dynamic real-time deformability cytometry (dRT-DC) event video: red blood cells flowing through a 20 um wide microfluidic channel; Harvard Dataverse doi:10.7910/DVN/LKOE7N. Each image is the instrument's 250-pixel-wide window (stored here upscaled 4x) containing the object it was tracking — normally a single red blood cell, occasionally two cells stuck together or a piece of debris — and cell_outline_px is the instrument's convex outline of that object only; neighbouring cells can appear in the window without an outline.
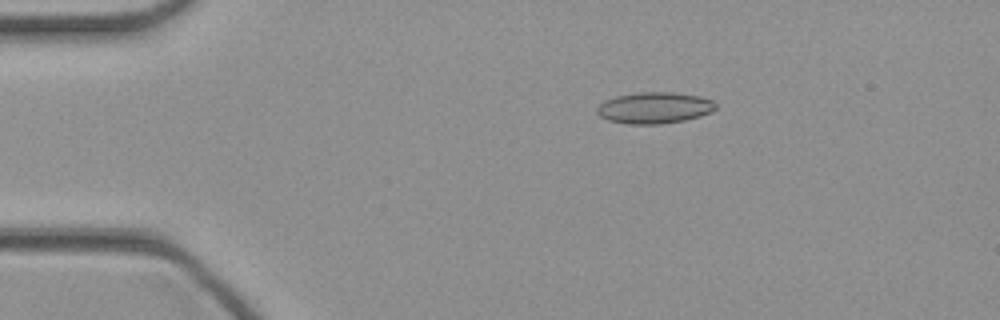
{"species": "common noctule bat (a hibernating species)", "species_latin": "Nyctalus noctula", "temperature_condition": "cold", "stored_images_in_passage": 46, "camera_frame_rate_fps": 3000, "um_per_image_px": 0.085, "animal": {"sex": "female", "body_mass_g": 21.9}, "frame": {"image": 1, "passage_image": 9, "time_ms": 2.667, "image_size_px": [1000, 320], "cell_outline_px": [[716, 108], [712, 112], [700, 116], [684, 120], [660, 124], [628, 124], [608, 120], [600, 116], [596, 112], [596, 108], [604, 100], [616, 96], [640, 92], [672, 92], [700, 96], [712, 100], [716, 104]], "centroid_in_image_um": [55.62, 9.16], "position_along_channel_um": 29.4, "area_um2": 21.73}}
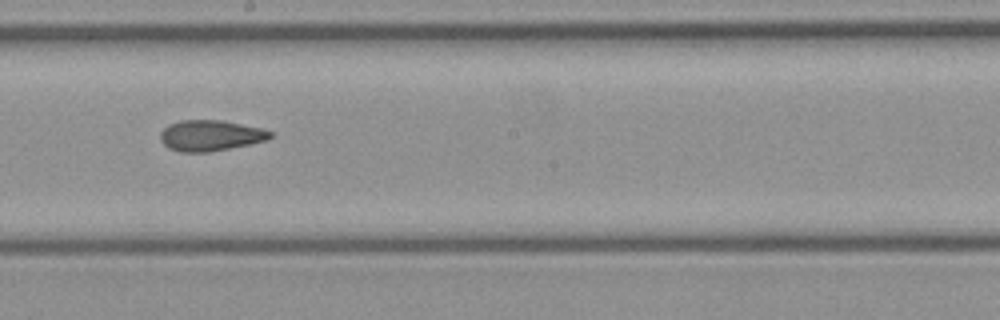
{"frame": {"image": 2, "passage_image": 26, "time_ms": 8.333, "image_size_px": [1000, 320], "cell_outline_px": [[276, 136], [268, 140], [208, 152], [180, 152], [168, 148], [160, 140], [160, 132], [168, 124], [180, 120], [220, 120], [264, 128], [272, 132]], "centroid_in_image_um": [17.9, 11.51], "position_along_channel_um": 230.3, "area_um2": 19.88}}
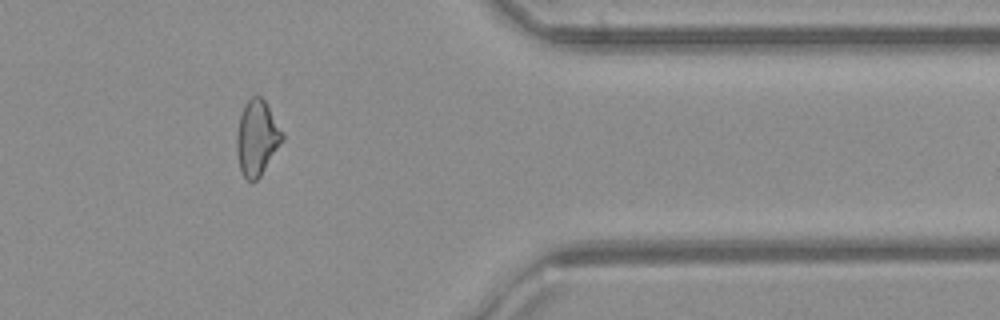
{"frame": {"image": 3, "passage_image": 38, "time_ms": 12.333, "image_size_px": [1000, 320], "cell_outline_px": [[284, 140], [260, 176], [252, 184], [244, 176], [240, 168], [236, 152], [236, 132], [240, 116], [244, 104], [252, 96], [260, 96], [264, 100], [284, 136]], "centroid_in_image_um": [21.82, 11.74], "position_along_channel_um": 389.6, "area_um2": 19.83}}